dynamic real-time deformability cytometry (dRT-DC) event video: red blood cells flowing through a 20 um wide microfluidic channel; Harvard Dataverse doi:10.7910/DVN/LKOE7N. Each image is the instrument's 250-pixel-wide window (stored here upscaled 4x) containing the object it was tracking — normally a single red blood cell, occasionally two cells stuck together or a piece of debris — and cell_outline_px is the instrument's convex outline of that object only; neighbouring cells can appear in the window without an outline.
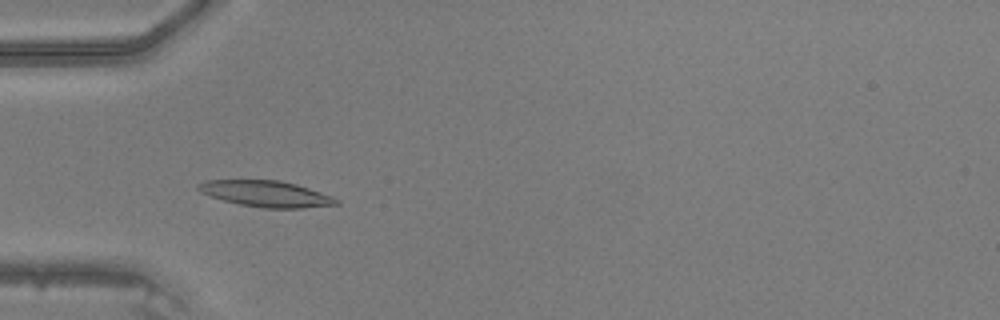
{"species": "common noctule bat (a hibernating species)", "species_latin": "Nyctalus noctula", "temperature_condition": "warm", "stored_images_in_passage": 46, "camera_frame_rate_fps": 3000, "um_per_image_px": 0.085, "animal": {"sex": "male", "body_mass_g": 20.5, "forearm_length_mm": 52.5}, "frame": {"image": 1, "passage_image": 14, "time_ms": 4.333, "image_size_px": [1000, 320], "cell_outline_px": [[340, 204], [304, 208], [264, 208], [240, 204], [224, 200], [200, 192], [196, 188], [196, 184], [204, 180], [280, 180], [296, 184], [332, 196], [340, 200]], "centroid_in_image_um": [22.62, 16.47], "position_along_channel_um": 62.4, "area_um2": 20.98}}
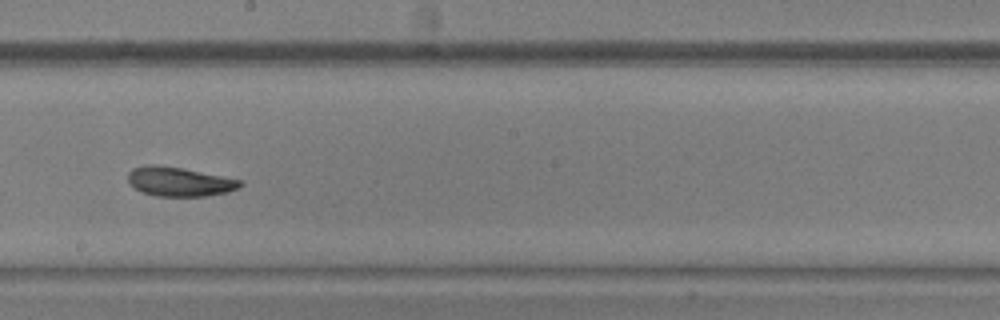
{"frame": {"image": 2, "passage_image": 26, "time_ms": 8.333, "image_size_px": [1000, 320], "cell_outline_px": [[244, 184], [240, 188], [228, 192], [204, 196], [156, 196], [144, 192], [136, 188], [128, 180], [128, 172], [132, 168], [148, 164], [156, 164], [180, 168], [244, 180]], "centroid_in_image_um": [15.29, 15.43], "position_along_channel_um": 232.9, "area_um2": 19.07}}
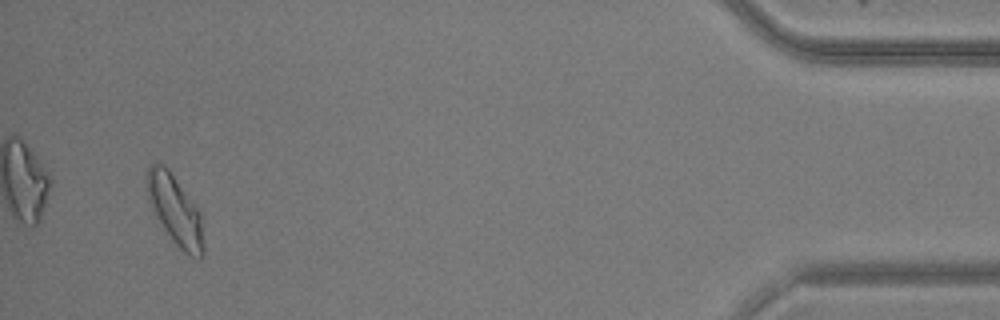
{"frame": {"image": 3, "passage_image": 44, "time_ms": 14.333, "image_size_px": [1000, 320], "cell_outline_px": [[204, 252], [200, 260], [196, 260], [188, 256], [172, 240], [152, 212], [148, 204], [144, 180], [144, 176], [148, 164], [156, 160], [164, 164], [168, 168], [200, 212], [204, 248]], "centroid_in_image_um": [14.81, 17.81], "position_along_channel_um": 420.4, "area_um2": 23.7}}